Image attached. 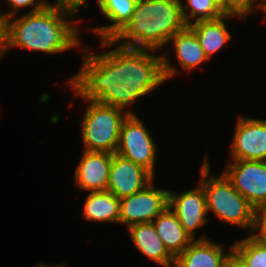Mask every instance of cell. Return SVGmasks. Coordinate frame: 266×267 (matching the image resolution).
<instances>
[{
    "instance_id": "obj_14",
    "label": "cell",
    "mask_w": 266,
    "mask_h": 267,
    "mask_svg": "<svg viewBox=\"0 0 266 267\" xmlns=\"http://www.w3.org/2000/svg\"><path fill=\"white\" fill-rule=\"evenodd\" d=\"M248 14L251 12H228L216 20L192 21L188 27L195 33L208 61L231 39L225 19H230L232 16L244 18Z\"/></svg>"
},
{
    "instance_id": "obj_9",
    "label": "cell",
    "mask_w": 266,
    "mask_h": 267,
    "mask_svg": "<svg viewBox=\"0 0 266 267\" xmlns=\"http://www.w3.org/2000/svg\"><path fill=\"white\" fill-rule=\"evenodd\" d=\"M235 127L231 158L266 161V120L240 116Z\"/></svg>"
},
{
    "instance_id": "obj_20",
    "label": "cell",
    "mask_w": 266,
    "mask_h": 267,
    "mask_svg": "<svg viewBox=\"0 0 266 267\" xmlns=\"http://www.w3.org/2000/svg\"><path fill=\"white\" fill-rule=\"evenodd\" d=\"M185 6L181 4V11L184 22L189 26L192 22L191 19L197 21L216 20L228 12L216 0H186ZM187 9H190L187 13Z\"/></svg>"
},
{
    "instance_id": "obj_11",
    "label": "cell",
    "mask_w": 266,
    "mask_h": 267,
    "mask_svg": "<svg viewBox=\"0 0 266 267\" xmlns=\"http://www.w3.org/2000/svg\"><path fill=\"white\" fill-rule=\"evenodd\" d=\"M154 177L142 166L112 154L107 191L118 199L142 190Z\"/></svg>"
},
{
    "instance_id": "obj_2",
    "label": "cell",
    "mask_w": 266,
    "mask_h": 267,
    "mask_svg": "<svg viewBox=\"0 0 266 267\" xmlns=\"http://www.w3.org/2000/svg\"><path fill=\"white\" fill-rule=\"evenodd\" d=\"M75 14L51 4L41 11L26 13L4 23L5 53L11 47L55 54L80 45V31L72 22ZM13 20V21H12ZM70 21V22H69Z\"/></svg>"
},
{
    "instance_id": "obj_27",
    "label": "cell",
    "mask_w": 266,
    "mask_h": 267,
    "mask_svg": "<svg viewBox=\"0 0 266 267\" xmlns=\"http://www.w3.org/2000/svg\"><path fill=\"white\" fill-rule=\"evenodd\" d=\"M5 55L4 23L0 22V59Z\"/></svg>"
},
{
    "instance_id": "obj_24",
    "label": "cell",
    "mask_w": 266,
    "mask_h": 267,
    "mask_svg": "<svg viewBox=\"0 0 266 267\" xmlns=\"http://www.w3.org/2000/svg\"><path fill=\"white\" fill-rule=\"evenodd\" d=\"M87 0H55L53 6L59 7L60 9L68 10L73 14L79 10L81 5H84Z\"/></svg>"
},
{
    "instance_id": "obj_16",
    "label": "cell",
    "mask_w": 266,
    "mask_h": 267,
    "mask_svg": "<svg viewBox=\"0 0 266 267\" xmlns=\"http://www.w3.org/2000/svg\"><path fill=\"white\" fill-rule=\"evenodd\" d=\"M152 223L165 248L173 257L180 255L193 241L169 206Z\"/></svg>"
},
{
    "instance_id": "obj_17",
    "label": "cell",
    "mask_w": 266,
    "mask_h": 267,
    "mask_svg": "<svg viewBox=\"0 0 266 267\" xmlns=\"http://www.w3.org/2000/svg\"><path fill=\"white\" fill-rule=\"evenodd\" d=\"M102 14L112 24L92 28L100 41L111 40L130 20L137 0H97Z\"/></svg>"
},
{
    "instance_id": "obj_30",
    "label": "cell",
    "mask_w": 266,
    "mask_h": 267,
    "mask_svg": "<svg viewBox=\"0 0 266 267\" xmlns=\"http://www.w3.org/2000/svg\"><path fill=\"white\" fill-rule=\"evenodd\" d=\"M36 267H66V265L65 264H60V265H46V264H43V263H40V264H38V266H36Z\"/></svg>"
},
{
    "instance_id": "obj_1",
    "label": "cell",
    "mask_w": 266,
    "mask_h": 267,
    "mask_svg": "<svg viewBox=\"0 0 266 267\" xmlns=\"http://www.w3.org/2000/svg\"><path fill=\"white\" fill-rule=\"evenodd\" d=\"M83 52L81 70L68 83L85 101L125 109L177 74L167 54H150L154 50L116 46L101 55Z\"/></svg>"
},
{
    "instance_id": "obj_29",
    "label": "cell",
    "mask_w": 266,
    "mask_h": 267,
    "mask_svg": "<svg viewBox=\"0 0 266 267\" xmlns=\"http://www.w3.org/2000/svg\"><path fill=\"white\" fill-rule=\"evenodd\" d=\"M260 2V3H259ZM257 8L261 9L264 13L266 11V0H259L258 4H256Z\"/></svg>"
},
{
    "instance_id": "obj_25",
    "label": "cell",
    "mask_w": 266,
    "mask_h": 267,
    "mask_svg": "<svg viewBox=\"0 0 266 267\" xmlns=\"http://www.w3.org/2000/svg\"><path fill=\"white\" fill-rule=\"evenodd\" d=\"M227 12H250L244 9L236 0H216Z\"/></svg>"
},
{
    "instance_id": "obj_7",
    "label": "cell",
    "mask_w": 266,
    "mask_h": 267,
    "mask_svg": "<svg viewBox=\"0 0 266 267\" xmlns=\"http://www.w3.org/2000/svg\"><path fill=\"white\" fill-rule=\"evenodd\" d=\"M222 173L255 209L266 205V161L233 160Z\"/></svg>"
},
{
    "instance_id": "obj_19",
    "label": "cell",
    "mask_w": 266,
    "mask_h": 267,
    "mask_svg": "<svg viewBox=\"0 0 266 267\" xmlns=\"http://www.w3.org/2000/svg\"><path fill=\"white\" fill-rule=\"evenodd\" d=\"M174 44V52L179 64L186 71L195 69L203 62H207L206 57L195 33L186 26L178 31L171 39Z\"/></svg>"
},
{
    "instance_id": "obj_21",
    "label": "cell",
    "mask_w": 266,
    "mask_h": 267,
    "mask_svg": "<svg viewBox=\"0 0 266 267\" xmlns=\"http://www.w3.org/2000/svg\"><path fill=\"white\" fill-rule=\"evenodd\" d=\"M232 246L233 251L248 267H266V245L249 236Z\"/></svg>"
},
{
    "instance_id": "obj_23",
    "label": "cell",
    "mask_w": 266,
    "mask_h": 267,
    "mask_svg": "<svg viewBox=\"0 0 266 267\" xmlns=\"http://www.w3.org/2000/svg\"><path fill=\"white\" fill-rule=\"evenodd\" d=\"M252 231L250 236L257 242L266 245V205L255 209Z\"/></svg>"
},
{
    "instance_id": "obj_22",
    "label": "cell",
    "mask_w": 266,
    "mask_h": 267,
    "mask_svg": "<svg viewBox=\"0 0 266 267\" xmlns=\"http://www.w3.org/2000/svg\"><path fill=\"white\" fill-rule=\"evenodd\" d=\"M8 2L9 7L12 11L9 13H1L0 12V18L2 21H5L9 17H14L16 12L23 7H28L31 5H34V7L29 11V13L41 11L43 9H46L51 4L45 0H6ZM36 2V3H35Z\"/></svg>"
},
{
    "instance_id": "obj_4",
    "label": "cell",
    "mask_w": 266,
    "mask_h": 267,
    "mask_svg": "<svg viewBox=\"0 0 266 267\" xmlns=\"http://www.w3.org/2000/svg\"><path fill=\"white\" fill-rule=\"evenodd\" d=\"M207 155L201 167V180L207 212L212 211L222 222L252 230L255 208L233 187L222 173L220 177L209 175ZM208 177V178H207Z\"/></svg>"
},
{
    "instance_id": "obj_8",
    "label": "cell",
    "mask_w": 266,
    "mask_h": 267,
    "mask_svg": "<svg viewBox=\"0 0 266 267\" xmlns=\"http://www.w3.org/2000/svg\"><path fill=\"white\" fill-rule=\"evenodd\" d=\"M152 180L142 190L120 199L119 223L127 227L152 222L168 206V190L153 188Z\"/></svg>"
},
{
    "instance_id": "obj_6",
    "label": "cell",
    "mask_w": 266,
    "mask_h": 267,
    "mask_svg": "<svg viewBox=\"0 0 266 267\" xmlns=\"http://www.w3.org/2000/svg\"><path fill=\"white\" fill-rule=\"evenodd\" d=\"M156 144L136 114L123 121L116 154L146 169L154 177Z\"/></svg>"
},
{
    "instance_id": "obj_5",
    "label": "cell",
    "mask_w": 266,
    "mask_h": 267,
    "mask_svg": "<svg viewBox=\"0 0 266 267\" xmlns=\"http://www.w3.org/2000/svg\"><path fill=\"white\" fill-rule=\"evenodd\" d=\"M89 103L81 122L84 151L116 153L123 121L131 111L107 106L96 101ZM124 112V113H123Z\"/></svg>"
},
{
    "instance_id": "obj_28",
    "label": "cell",
    "mask_w": 266,
    "mask_h": 267,
    "mask_svg": "<svg viewBox=\"0 0 266 267\" xmlns=\"http://www.w3.org/2000/svg\"><path fill=\"white\" fill-rule=\"evenodd\" d=\"M244 9L253 11V0H236Z\"/></svg>"
},
{
    "instance_id": "obj_18",
    "label": "cell",
    "mask_w": 266,
    "mask_h": 267,
    "mask_svg": "<svg viewBox=\"0 0 266 267\" xmlns=\"http://www.w3.org/2000/svg\"><path fill=\"white\" fill-rule=\"evenodd\" d=\"M82 215L92 222L119 223L120 199L109 191L90 192Z\"/></svg>"
},
{
    "instance_id": "obj_31",
    "label": "cell",
    "mask_w": 266,
    "mask_h": 267,
    "mask_svg": "<svg viewBox=\"0 0 266 267\" xmlns=\"http://www.w3.org/2000/svg\"><path fill=\"white\" fill-rule=\"evenodd\" d=\"M256 2L258 3L257 0H253V11L256 10V7H254V4H256Z\"/></svg>"
},
{
    "instance_id": "obj_10",
    "label": "cell",
    "mask_w": 266,
    "mask_h": 267,
    "mask_svg": "<svg viewBox=\"0 0 266 267\" xmlns=\"http://www.w3.org/2000/svg\"><path fill=\"white\" fill-rule=\"evenodd\" d=\"M168 206L176 214L184 230L195 240L196 229L208 220L206 195L202 185L178 195L168 191Z\"/></svg>"
},
{
    "instance_id": "obj_26",
    "label": "cell",
    "mask_w": 266,
    "mask_h": 267,
    "mask_svg": "<svg viewBox=\"0 0 266 267\" xmlns=\"http://www.w3.org/2000/svg\"><path fill=\"white\" fill-rule=\"evenodd\" d=\"M224 267H248V265L234 251H232L227 257Z\"/></svg>"
},
{
    "instance_id": "obj_15",
    "label": "cell",
    "mask_w": 266,
    "mask_h": 267,
    "mask_svg": "<svg viewBox=\"0 0 266 267\" xmlns=\"http://www.w3.org/2000/svg\"><path fill=\"white\" fill-rule=\"evenodd\" d=\"M129 236L139 252L163 267H172L174 257L165 248L152 222L129 226Z\"/></svg>"
},
{
    "instance_id": "obj_12",
    "label": "cell",
    "mask_w": 266,
    "mask_h": 267,
    "mask_svg": "<svg viewBox=\"0 0 266 267\" xmlns=\"http://www.w3.org/2000/svg\"><path fill=\"white\" fill-rule=\"evenodd\" d=\"M75 171V182L86 191H107L112 153L84 151Z\"/></svg>"
},
{
    "instance_id": "obj_3",
    "label": "cell",
    "mask_w": 266,
    "mask_h": 267,
    "mask_svg": "<svg viewBox=\"0 0 266 267\" xmlns=\"http://www.w3.org/2000/svg\"><path fill=\"white\" fill-rule=\"evenodd\" d=\"M181 4V0H137L130 20L111 40H102L101 48L123 40L121 47L160 49L187 26Z\"/></svg>"
},
{
    "instance_id": "obj_13",
    "label": "cell",
    "mask_w": 266,
    "mask_h": 267,
    "mask_svg": "<svg viewBox=\"0 0 266 267\" xmlns=\"http://www.w3.org/2000/svg\"><path fill=\"white\" fill-rule=\"evenodd\" d=\"M231 249V250H230ZM223 252V245L201 235L193 240L178 256L174 257L172 267H224L225 261L233 251Z\"/></svg>"
}]
</instances>
